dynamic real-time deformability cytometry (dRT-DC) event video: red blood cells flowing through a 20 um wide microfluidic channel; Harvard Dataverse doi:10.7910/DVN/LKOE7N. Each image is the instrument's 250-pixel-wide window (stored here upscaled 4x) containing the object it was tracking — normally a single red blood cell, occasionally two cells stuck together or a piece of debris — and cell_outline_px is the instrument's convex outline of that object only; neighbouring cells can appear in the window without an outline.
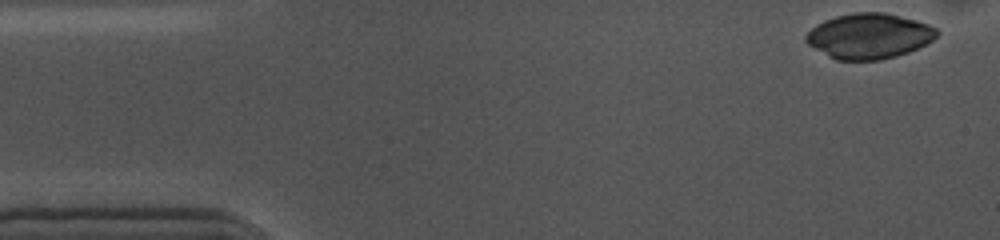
{"species": "common noctule bat (a hibernating species)", "species_latin": "Nyctalus noctula", "temperature_condition": "cold", "stored_images_in_passage": 53, "camera_frame_rate_fps": 3000, "um_per_image_px": 0.085, "animal": {"sex": "female", "body_mass_g": 10.0, "forearm_length_mm": 53.1}, "frame": {"image": 1, "passage_image": 1, "time_ms": 0.0, "image_size_px": [1000, 240], "cell_outline_px": [[940, 32], [932, 40], [908, 52], [896, 56], [880, 60], [836, 60], [828, 56], [808, 44], [804, 40], [804, 36], [816, 24], [824, 20], [836, 16], [852, 12], [884, 12], [916, 20], [928, 24], [936, 28]], "centroid_in_image_um": [73.85, 3.05], "position_along_channel_um": 11.2, "area_um2": 34.51}}